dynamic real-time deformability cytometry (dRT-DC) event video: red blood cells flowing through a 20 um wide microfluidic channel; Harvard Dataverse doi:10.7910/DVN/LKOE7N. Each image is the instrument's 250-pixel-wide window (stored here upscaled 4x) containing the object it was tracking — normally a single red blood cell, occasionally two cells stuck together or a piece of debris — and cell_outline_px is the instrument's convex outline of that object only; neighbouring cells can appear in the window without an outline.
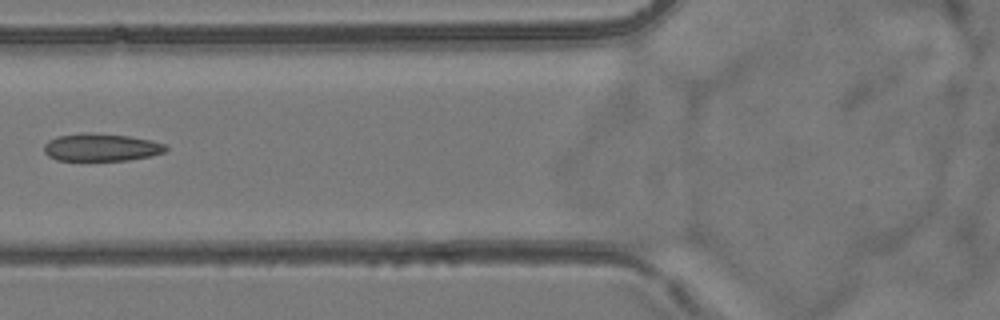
{"species": "common noctule bat (a hibernating species)", "species_latin": "Nyctalus noctula", "temperature_condition": "room temperature", "stored_images_in_passage": 6, "camera_frame_rate_fps": 3000, "um_per_image_px": 0.085, "animal": {"sex": "female", "body_mass_g": 24.6, "forearm_length_mm": 56.2}, "frame": {"image": 1, "passage_image": 6, "time_ms": 7.0, "image_size_px": [1000, 320], "cell_outline_px": [[168, 148], [164, 152], [152, 156], [128, 160], [56, 160], [48, 156], [44, 152], [44, 144], [48, 140], [56, 136], [84, 132], [88, 132], [128, 136], [152, 140], [164, 144]], "centroid_in_image_um": [8.58, 12.52], "position_along_channel_um": 117.2, "area_um2": 19.71}}